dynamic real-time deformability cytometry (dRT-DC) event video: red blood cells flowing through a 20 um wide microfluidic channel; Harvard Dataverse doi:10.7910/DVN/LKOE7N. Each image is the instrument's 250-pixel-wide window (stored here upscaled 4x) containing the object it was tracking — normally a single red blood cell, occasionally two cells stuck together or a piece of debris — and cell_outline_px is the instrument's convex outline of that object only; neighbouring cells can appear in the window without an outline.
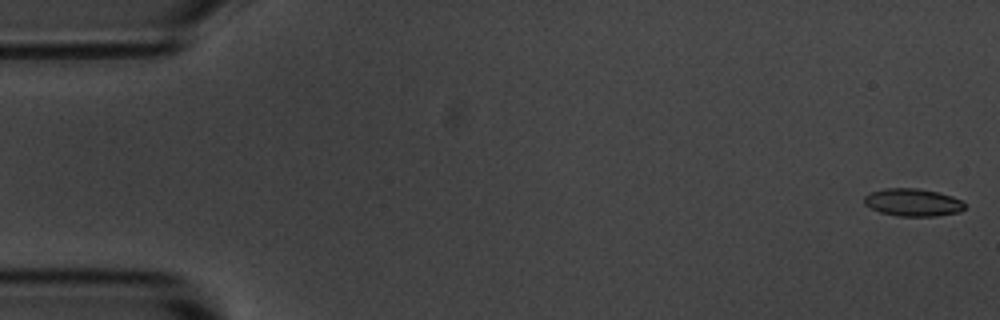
{"species": "common noctule bat (a hibernating species)", "species_latin": "Nyctalus noctula", "temperature_condition": "room temperature", "stored_images_in_passage": 6, "camera_frame_rate_fps": 3000, "um_per_image_px": 0.085, "animal": {"sex": "male", "body_mass_g": 20.1, "forearm_length_mm": 53.5}, "frame": {"image": 1, "passage_image": 1, "time_ms": 0.0, "image_size_px": [1000, 320], "cell_outline_px": [[964, 208], [960, 212], [936, 216], [896, 216], [880, 212], [864, 204], [864, 196], [872, 192], [884, 188], [916, 188], [936, 192], [952, 196], [964, 200]], "centroid_in_image_um": [77.6, 17.21], "position_along_channel_um": 7.4, "area_um2": 16.18}}
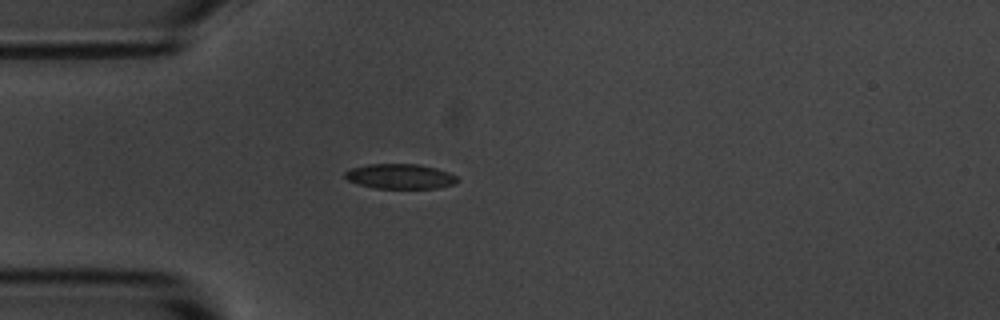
{"frame": {"image": 2, "passage_image": 5, "time_ms": 4.667, "image_size_px": [1000, 320], "cell_outline_px": [[456, 180], [452, 184], [436, 188], [376, 188], [360, 184], [348, 180], [344, 176], [344, 172], [352, 168], [368, 164], [416, 164], [436, 168], [448, 172], [456, 176]], "centroid_in_image_um": [33.97, 14.98], "position_along_channel_um": 51.0, "area_um2": 16.01}}